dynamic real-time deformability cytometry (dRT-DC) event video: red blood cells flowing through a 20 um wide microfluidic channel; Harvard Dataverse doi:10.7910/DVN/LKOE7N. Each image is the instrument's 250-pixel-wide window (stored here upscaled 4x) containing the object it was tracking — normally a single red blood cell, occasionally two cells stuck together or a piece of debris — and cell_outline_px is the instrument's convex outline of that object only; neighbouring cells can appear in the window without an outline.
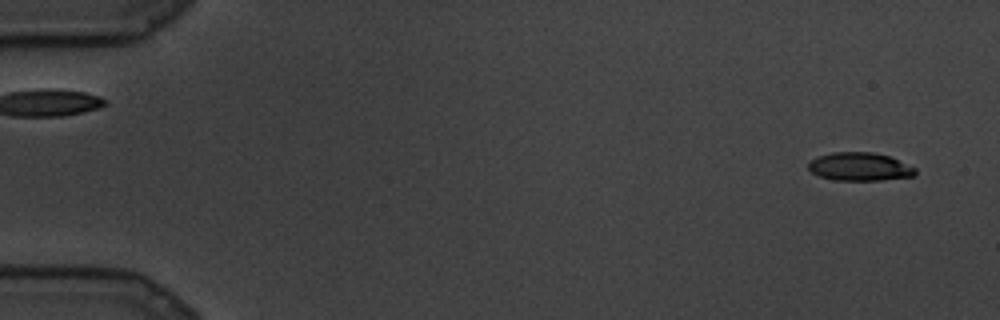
{"species": "common noctule bat (a hibernating species)", "species_latin": "Nyctalus noctula", "temperature_condition": "cold", "stored_images_in_passage": 88, "camera_frame_rate_fps": 3000, "um_per_image_px": 0.085, "animal": {"sex": "male", "body_mass_g": 19.5, "forearm_length_mm": 54.6}, "frame": {"image": 1, "passage_image": 4, "time_ms": 1.0, "image_size_px": [1000, 320], "cell_outline_px": [[916, 176], [880, 180], [832, 180], [820, 176], [812, 172], [808, 168], [808, 164], [816, 156], [832, 152], [872, 152], [888, 156], [916, 168]], "centroid_in_image_um": [73.06, 14.17], "position_along_channel_um": 11.9, "area_um2": 17.57}}
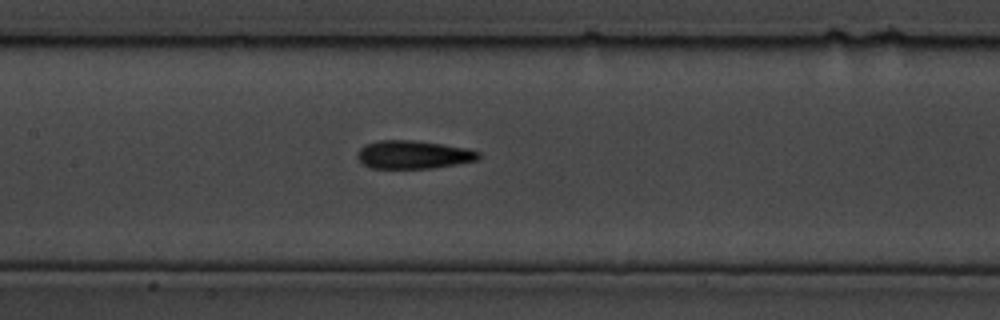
{"frame": {"image": 2, "passage_image": 42, "time_ms": 13.667, "image_size_px": [1000, 320], "cell_outline_px": [[480, 156], [476, 160], [456, 164], [432, 168], [372, 168], [364, 164], [356, 156], [356, 152], [364, 144], [380, 140], [412, 140], [444, 144], [468, 148], [480, 152]], "centroid_in_image_um": [35.12, 13.13], "position_along_channel_um": 172.3, "area_um2": 19.94}}
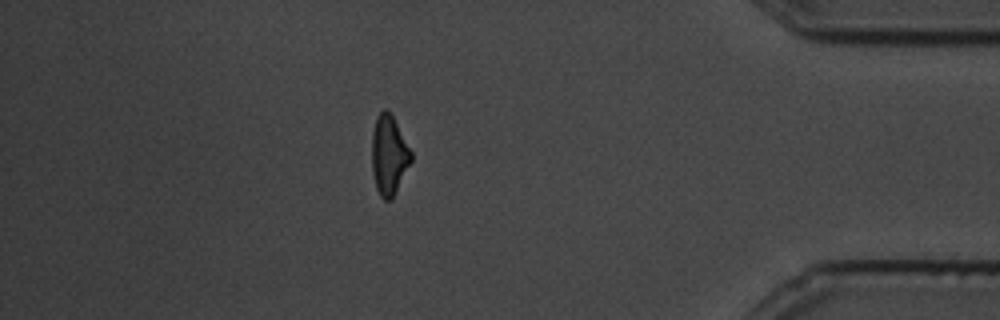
{"frame": {"image": 3, "passage_image": 77, "time_ms": 25.333, "image_size_px": [1000, 320], "cell_outline_px": [[412, 160], [392, 200], [384, 200], [380, 196], [376, 188], [372, 172], [372, 132], [376, 116], [384, 108], [388, 108], [412, 152]], "centroid_in_image_um": [33.05, 13.18], "position_along_channel_um": 402.2, "area_um2": 18.32}}